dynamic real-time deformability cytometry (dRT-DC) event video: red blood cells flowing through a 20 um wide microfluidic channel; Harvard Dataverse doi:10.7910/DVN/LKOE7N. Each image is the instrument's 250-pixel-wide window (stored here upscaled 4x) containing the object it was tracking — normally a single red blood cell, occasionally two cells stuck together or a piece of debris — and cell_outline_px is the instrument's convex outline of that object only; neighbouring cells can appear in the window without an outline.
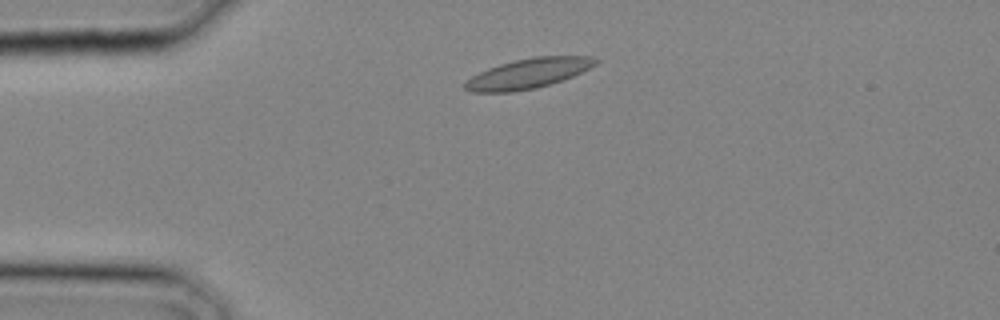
{"species": "common noctule bat (a hibernating species)", "species_latin": "Nyctalus noctula", "temperature_condition": "cold", "stored_images_in_passage": 8, "camera_frame_rate_fps": 3000, "um_per_image_px": 0.085, "animal": {"sex": "male", "body_mass_g": 20.4}, "frame": {"image": 1, "passage_image": 4, "time_ms": 1.0, "image_size_px": [1000, 320], "cell_outline_px": [[600, 60], [596, 64], [572, 76], [536, 88], [512, 92], [468, 92], [464, 88], [464, 84], [472, 76], [488, 68], [500, 64], [532, 56], [592, 56]], "centroid_in_image_um": [44.88, 6.24], "position_along_channel_um": 40.1, "area_um2": 22.54}}
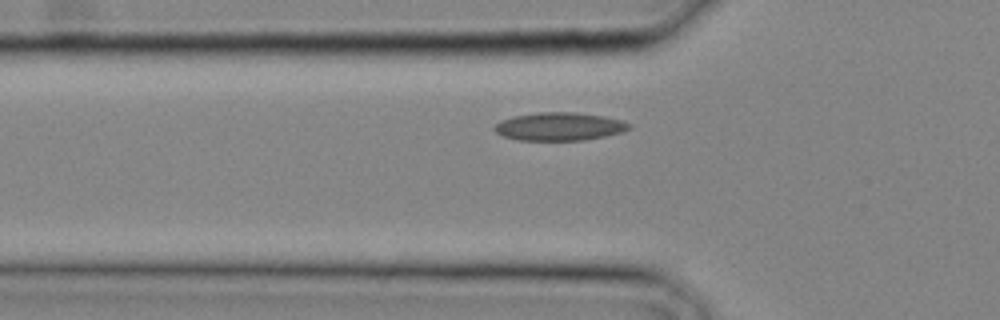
{"frame": {"image": 2, "passage_image": 7, "time_ms": 2.0, "image_size_px": [1000, 320], "cell_outline_px": [[632, 128], [620, 132], [604, 136], [584, 140], [516, 140], [504, 136], [496, 132], [492, 128], [500, 120], [512, 116], [540, 112], [576, 112], [604, 116], [620, 120], [632, 124]], "centroid_in_image_um": [47.53, 10.75], "position_along_channel_um": 78.3, "area_um2": 22.08}}